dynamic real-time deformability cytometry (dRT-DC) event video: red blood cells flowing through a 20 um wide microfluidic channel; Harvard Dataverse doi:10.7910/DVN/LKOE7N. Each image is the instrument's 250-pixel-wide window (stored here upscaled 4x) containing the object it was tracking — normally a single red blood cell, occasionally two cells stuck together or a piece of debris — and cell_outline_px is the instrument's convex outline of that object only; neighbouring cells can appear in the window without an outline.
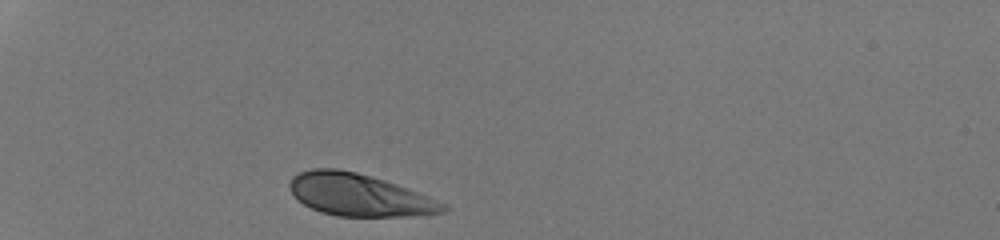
{"species": "human", "species_latin": "Homo sapiens", "temperature_condition": "room temperature", "stored_images_in_passage": 29, "camera_frame_rate_fps": 3000, "um_per_image_px": 0.085, "donor": {"sex": "male"}, "frame": {"image": 1, "passage_image": 1, "time_ms": 0.0, "image_size_px": [1000, 240], "cell_outline_px": [[448, 208], [444, 212], [428, 216], [336, 216], [320, 212], [304, 204], [292, 192], [288, 184], [292, 176], [300, 172], [312, 168], [336, 168], [356, 172], [384, 180], [396, 184], [448, 204]], "centroid_in_image_um": [30.56, 16.58], "position_along_channel_um": 54.4, "area_um2": 37.8}}
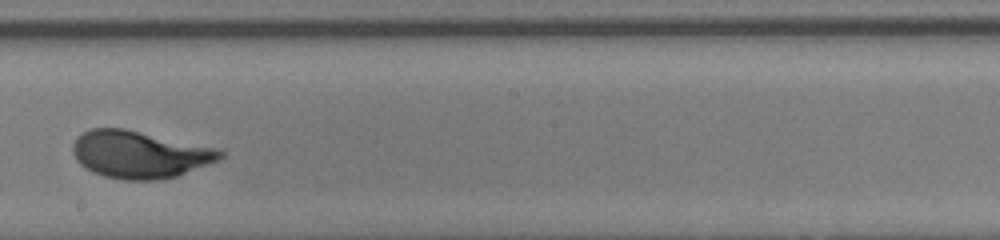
{"frame": {"image": 2, "passage_image": 17, "time_ms": 5.333, "image_size_px": [1000, 240], "cell_outline_px": [[224, 156], [220, 160], [176, 176], [156, 180], [124, 180], [104, 176], [92, 172], [80, 164], [76, 160], [72, 152], [72, 144], [84, 132], [92, 128], [124, 128], [220, 148], [224, 152]], "centroid_in_image_um": [11.9, 13.12], "position_along_channel_um": 236.3, "area_um2": 40.75}}
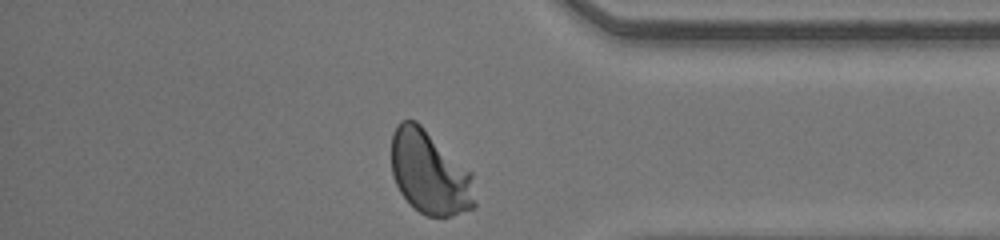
{"frame": {"image": 3, "passage_image": 29, "time_ms": 9.333, "image_size_px": [1000, 240], "cell_outline_px": [[476, 204], [472, 208], [452, 216], [428, 216], [420, 212], [400, 192], [392, 176], [392, 132], [396, 124], [400, 120], [416, 120], [472, 172]], "centroid_in_image_um": [36.52, 14.65], "position_along_channel_um": 398.7, "area_um2": 40.63}, "authors_computed_cell_mechanics": {"area_um2": 39.2462, "velocity_mm_per_s": 4.2302, "shape_relaxation_time_tau1_ms": 2.2935, "shape_relaxation_time_tau2_ms": null, "deformation_change_tau1": 0.1493, "deformation_change_tau2": null}}